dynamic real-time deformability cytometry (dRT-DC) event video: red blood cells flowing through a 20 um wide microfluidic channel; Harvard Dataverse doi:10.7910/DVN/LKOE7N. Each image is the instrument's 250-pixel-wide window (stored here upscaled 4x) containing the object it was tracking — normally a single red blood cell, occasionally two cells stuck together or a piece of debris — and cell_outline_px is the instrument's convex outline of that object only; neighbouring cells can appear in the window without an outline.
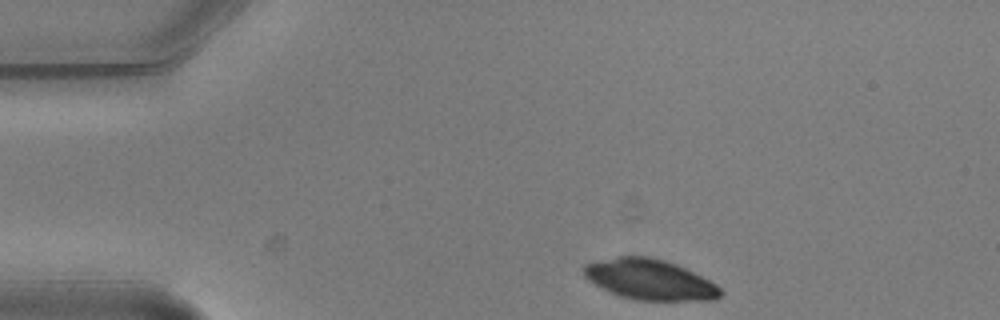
{"species": "common noctule bat (a hibernating species)", "species_latin": "Nyctalus noctula", "temperature_condition": "warm", "stored_images_in_passage": 4, "camera_frame_rate_fps": 3000, "um_per_image_px": 0.085, "animal": {"sex": "male", "body_mass_g": 20.5, "forearm_length_mm": 52.5}, "frame": {"image": 1, "passage_image": 1, "time_ms": 0.0, "image_size_px": [1000, 320], "cell_outline_px": [[724, 292], [716, 300], [636, 300], [620, 296], [608, 292], [588, 280], [584, 276], [580, 268], [584, 264], [620, 256], [648, 256], [664, 260], [676, 264], [716, 284]], "centroid_in_image_um": [55.19, 23.77], "position_along_channel_um": 29.8, "area_um2": 32.19}}